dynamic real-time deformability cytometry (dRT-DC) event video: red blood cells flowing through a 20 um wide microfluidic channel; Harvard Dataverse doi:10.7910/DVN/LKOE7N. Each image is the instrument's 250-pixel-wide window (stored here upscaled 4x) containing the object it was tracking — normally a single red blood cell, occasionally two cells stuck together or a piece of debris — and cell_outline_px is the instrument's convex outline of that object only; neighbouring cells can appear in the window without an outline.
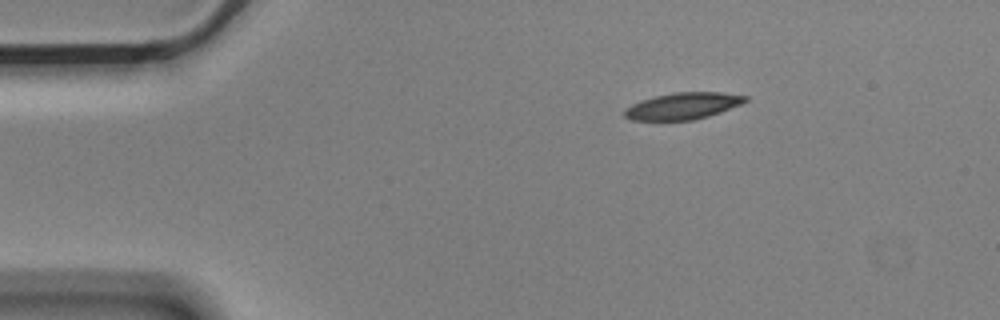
{"species": "Egyptian fruit bat (a non-hibernating species)", "species_latin": "Rousettus aegyptiacus", "temperature_condition": "cold", "stored_images_in_passage": 5, "camera_frame_rate_fps": 3000, "um_per_image_px": 0.085, "animal": {"sex": "male"}, "frame": {"image": 1, "passage_image": 1, "time_ms": 0.0, "image_size_px": [1000, 320], "cell_outline_px": [[748, 100], [740, 104], [720, 112], [708, 116], [692, 120], [632, 120], [624, 116], [624, 108], [640, 100], [672, 92], [724, 92], [748, 96]], "centroid_in_image_um": [58.04, 9.0], "position_along_channel_um": 27.0, "area_um2": 18.79}}
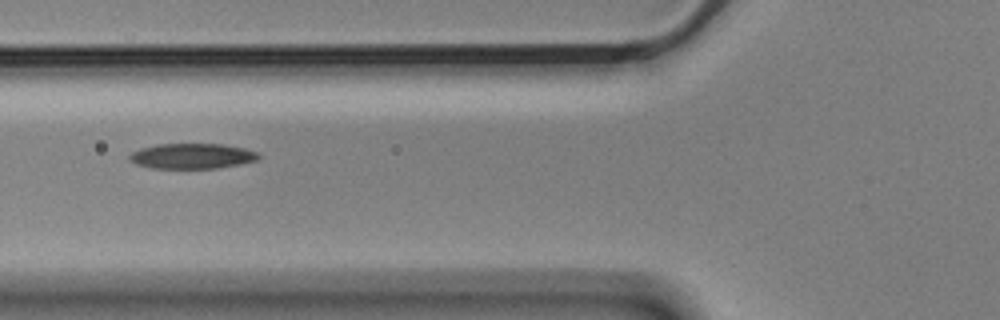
{"frame": {"image": 2, "passage_image": 4, "time_ms": 1.0, "image_size_px": [1000, 320], "cell_outline_px": [[260, 160], [220, 168], [152, 168], [136, 164], [128, 160], [128, 156], [132, 152], [140, 148], [160, 144], [224, 144], [244, 148], [260, 152]], "centroid_in_image_um": [16.37, 13.26], "position_along_channel_um": 109.4, "area_um2": 19.25}}
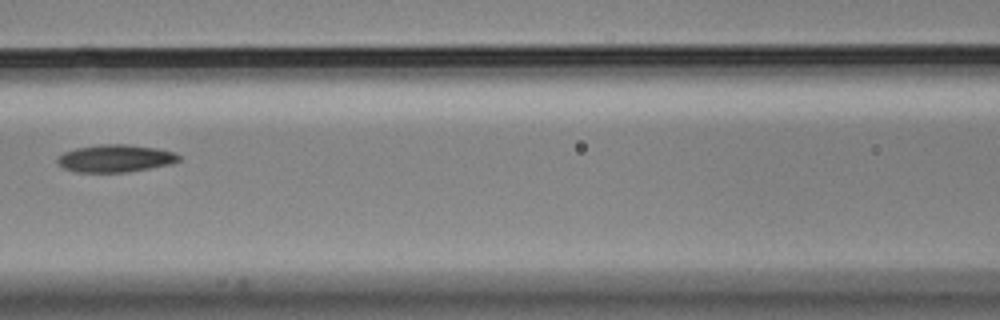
{"frame": {"image": 3, "passage_image": 5, "time_ms": 1.333, "image_size_px": [1000, 320], "cell_outline_px": [[180, 160], [172, 164], [128, 172], [76, 172], [64, 168], [56, 164], [56, 156], [64, 152], [76, 148], [100, 144], [128, 144], [156, 148], [176, 152], [180, 156]], "centroid_in_image_um": [9.79, 13.46], "position_along_channel_um": 156.8, "area_um2": 19.71}}